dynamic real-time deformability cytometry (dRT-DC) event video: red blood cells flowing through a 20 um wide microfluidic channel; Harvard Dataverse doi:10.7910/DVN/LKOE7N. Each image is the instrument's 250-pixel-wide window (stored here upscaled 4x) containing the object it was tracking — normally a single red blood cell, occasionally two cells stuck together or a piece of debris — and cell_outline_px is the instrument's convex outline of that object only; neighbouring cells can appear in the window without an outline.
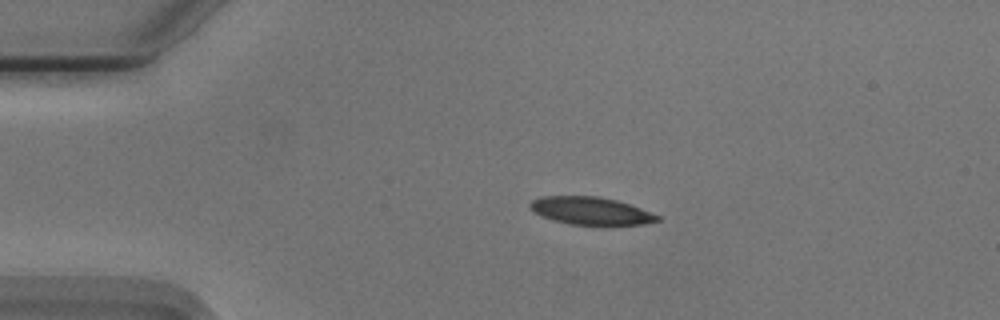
{"species": "Egyptian fruit bat (a non-hibernating species)", "species_latin": "Rousettus aegyptiacus", "temperature_condition": "cold", "stored_images_in_passage": 44, "camera_frame_rate_fps": 3000, "um_per_image_px": 0.085, "animal": {"sex": "male"}, "frame": {"image": 1, "passage_image": 1, "time_ms": 0.0, "image_size_px": [1000, 320], "cell_outline_px": [[660, 220], [644, 224], [604, 228], [568, 224], [552, 220], [532, 212], [528, 208], [528, 204], [532, 200], [544, 196], [596, 196], [616, 200], [640, 208], [660, 216]], "centroid_in_image_um": [50.21, 17.98], "position_along_channel_um": 34.8, "area_um2": 21.44}}
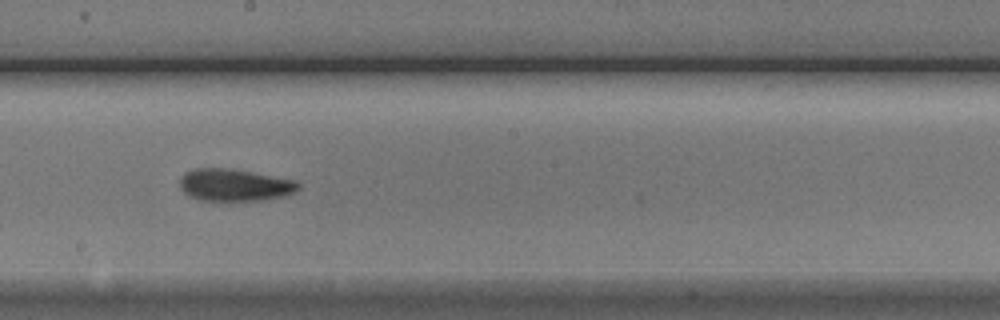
{"frame": {"image": 2, "passage_image": 20, "time_ms": 6.333, "image_size_px": [1000, 320], "cell_outline_px": [[300, 188], [284, 196], [260, 200], [200, 200], [188, 196], [180, 188], [180, 176], [184, 172], [196, 168], [228, 168], [252, 172], [296, 180], [300, 184]], "centroid_in_image_um": [19.91, 15.71], "position_along_channel_um": 228.3, "area_um2": 22.2}}
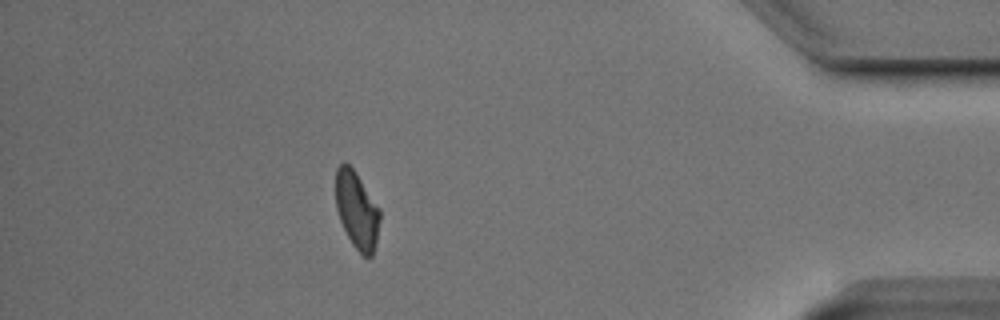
{"frame": {"image": 3, "passage_image": 38, "time_ms": 12.333, "image_size_px": [1000, 320], "cell_outline_px": [[380, 220], [376, 244], [372, 256], [364, 256], [352, 244], [340, 220], [336, 208], [336, 168], [344, 160], [356, 172], [380, 208]], "centroid_in_image_um": [30.34, 17.83], "position_along_channel_um": 404.9, "area_um2": 19.88}, "authors_computed_cell_mechanics": {"area_um2": 21.3571, "velocity_mm_per_s": 3.7326, "shape_relaxation_time_tau1_ms": 5.4471, "shape_relaxation_time_tau2_ms": 3.1813, "deformation_change_tau1": 0.1487, "deformation_change_tau2": 0.1053}}